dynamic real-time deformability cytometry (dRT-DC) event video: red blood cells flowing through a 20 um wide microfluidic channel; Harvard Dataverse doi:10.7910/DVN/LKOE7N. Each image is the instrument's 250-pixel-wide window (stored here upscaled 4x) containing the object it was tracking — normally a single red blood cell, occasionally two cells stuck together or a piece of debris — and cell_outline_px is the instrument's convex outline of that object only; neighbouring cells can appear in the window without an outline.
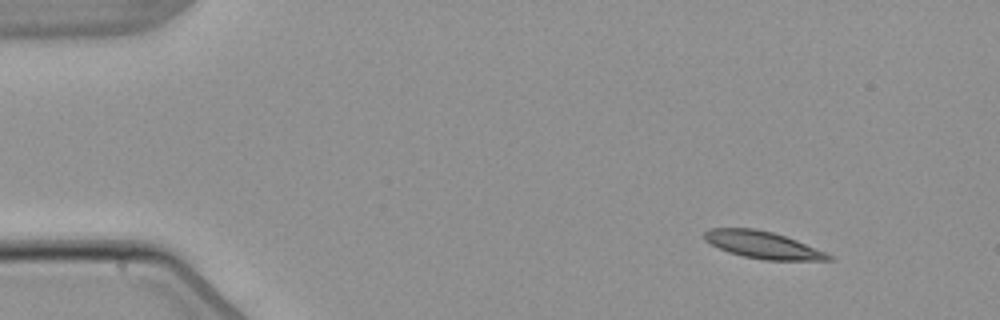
{"species": "common noctule bat (a hibernating species)", "species_latin": "Nyctalus noctula", "temperature_condition": "warm", "stored_images_in_passage": 4, "camera_frame_rate_fps": 3000, "um_per_image_px": 0.085, "animal": {"sex": "male", "body_mass_g": 21.5, "forearm_length_mm": 52.0}, "frame": {"image": 1, "passage_image": 1, "time_ms": 0.0, "image_size_px": [1000, 320], "cell_outline_px": [[836, 260], [764, 260], [744, 256], [728, 252], [704, 240], [704, 232], [708, 228], [756, 228], [772, 232], [796, 240], [824, 252], [832, 256]], "centroid_in_image_um": [64.81, 20.81], "position_along_channel_um": 20.2, "area_um2": 19.42}}
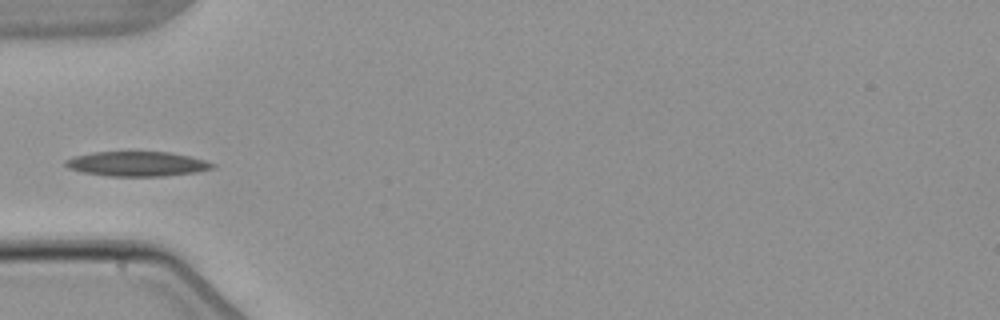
{"frame": {"image": 2, "passage_image": 4, "time_ms": 4.0, "image_size_px": [1000, 320], "cell_outline_px": [[216, 168], [196, 172], [164, 176], [108, 176], [80, 172], [68, 168], [64, 164], [64, 160], [72, 156], [92, 152], [168, 152], [188, 156], [204, 160], [216, 164]], "centroid_in_image_um": [11.61, 13.93], "position_along_channel_um": 73.4, "area_um2": 21.33}}